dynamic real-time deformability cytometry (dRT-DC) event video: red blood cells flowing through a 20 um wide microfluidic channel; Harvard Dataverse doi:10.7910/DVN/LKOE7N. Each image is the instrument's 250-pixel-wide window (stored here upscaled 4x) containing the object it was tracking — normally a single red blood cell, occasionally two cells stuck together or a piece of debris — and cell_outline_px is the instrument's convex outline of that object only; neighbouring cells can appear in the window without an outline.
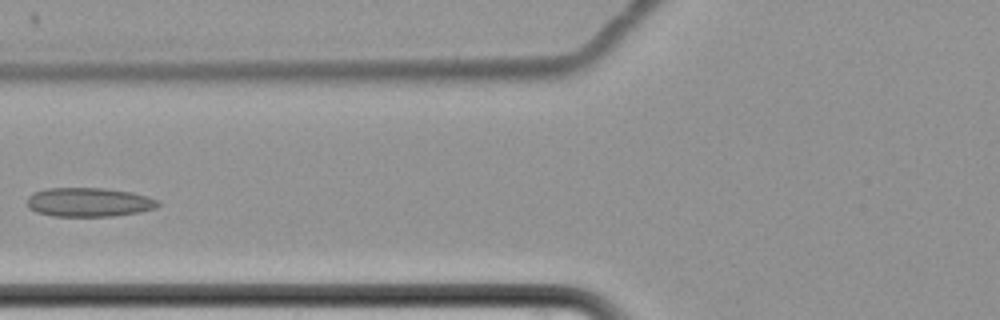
{"species": "common noctule bat (a hibernating species)", "species_latin": "Nyctalus noctula", "temperature_condition": "cold", "stored_images_in_passage": 5, "camera_frame_rate_fps": 3000, "um_per_image_px": 0.085, "animal": {"sex": "female", "body_mass_g": 22.7, "forearm_length_mm": 54.2}, "frame": {"image": 1, "passage_image": 5, "time_ms": 5.0, "image_size_px": [1000, 320], "cell_outline_px": [[160, 204], [156, 208], [140, 212], [112, 216], [52, 216], [36, 212], [28, 208], [28, 196], [36, 192], [48, 188], [104, 188], [132, 192], [148, 196], [160, 200]], "centroid_in_image_um": [7.6, 17.19], "position_along_channel_um": 118.2, "area_um2": 22.25}}